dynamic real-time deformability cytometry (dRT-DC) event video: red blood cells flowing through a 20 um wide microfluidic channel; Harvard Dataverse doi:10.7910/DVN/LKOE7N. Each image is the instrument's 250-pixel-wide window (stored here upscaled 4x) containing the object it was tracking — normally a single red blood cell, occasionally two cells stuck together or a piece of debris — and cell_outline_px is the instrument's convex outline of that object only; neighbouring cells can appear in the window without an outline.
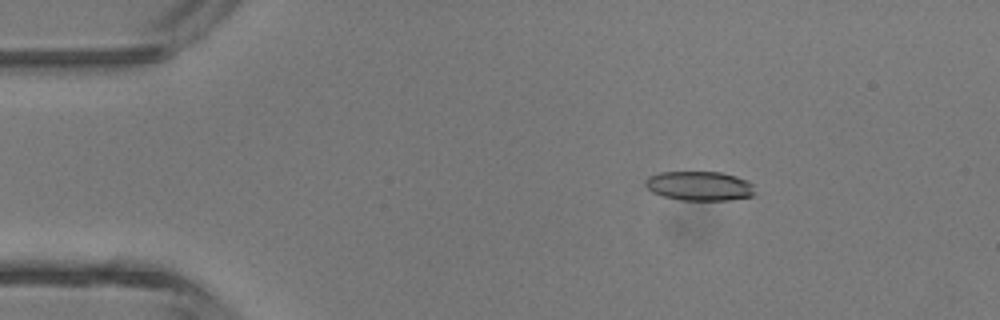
{"species": "common noctule bat (a hibernating species)", "species_latin": "Nyctalus noctula", "temperature_condition": "room temperature", "stored_images_in_passage": 45, "camera_frame_rate_fps": 3000, "um_per_image_px": 0.085, "animal": {"sex": "male", "body_mass_g": 13.3}, "frame": {"image": 1, "passage_image": 7, "time_ms": 2.0, "image_size_px": [1000, 320], "cell_outline_px": [[756, 192], [752, 196], [728, 200], [680, 200], [664, 196], [652, 192], [644, 184], [644, 180], [648, 176], [660, 172], [720, 172], [736, 176], [752, 184]], "centroid_in_image_um": [59.43, 15.8], "position_along_channel_um": 25.6, "area_um2": 18.73}}
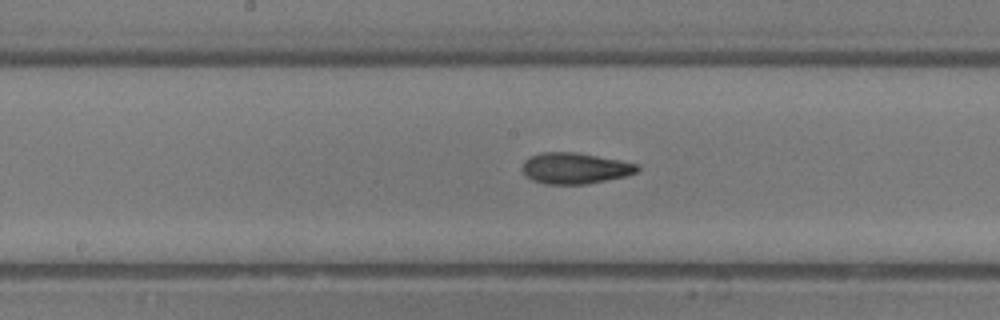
{"frame": {"image": 2, "passage_image": 23, "time_ms": 7.333, "image_size_px": [1000, 320], "cell_outline_px": [[640, 168], [636, 172], [624, 176], [584, 184], [544, 184], [532, 180], [520, 168], [524, 160], [540, 152], [576, 152], [620, 160], [636, 164]], "centroid_in_image_um": [48.82, 14.29], "position_along_channel_um": 199.4, "area_um2": 20.63}}
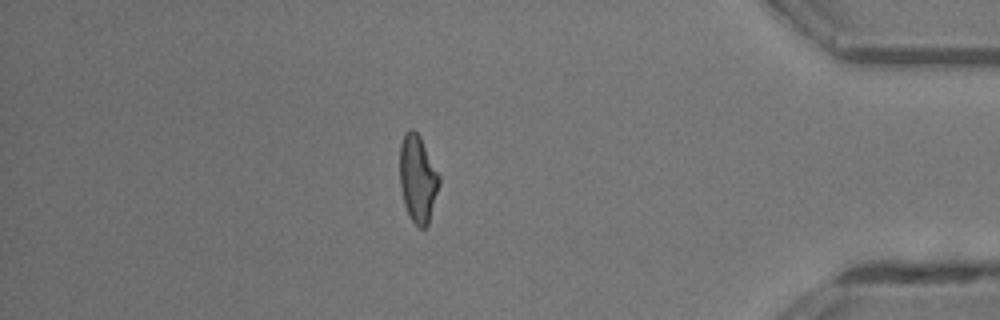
{"frame": {"image": 3, "passage_image": 39, "time_ms": 12.667, "image_size_px": [1000, 320], "cell_outline_px": [[440, 184], [428, 224], [424, 228], [420, 228], [408, 216], [404, 204], [400, 188], [400, 144], [404, 132], [408, 128], [412, 128], [420, 136], [440, 176]], "centroid_in_image_um": [35.5, 15.17], "position_along_channel_um": 399.7, "area_um2": 20.17}, "authors_computed_cell_mechanics": {"area_um2": 20.0566, "velocity_mm_per_s": 4.512, "shape_relaxation_time_tau1_ms": 6.5317, "shape_relaxation_time_tau2_ms": 2.4595, "deformation_change_tau1": 0.1925, "deformation_change_tau2": 0.1128}}